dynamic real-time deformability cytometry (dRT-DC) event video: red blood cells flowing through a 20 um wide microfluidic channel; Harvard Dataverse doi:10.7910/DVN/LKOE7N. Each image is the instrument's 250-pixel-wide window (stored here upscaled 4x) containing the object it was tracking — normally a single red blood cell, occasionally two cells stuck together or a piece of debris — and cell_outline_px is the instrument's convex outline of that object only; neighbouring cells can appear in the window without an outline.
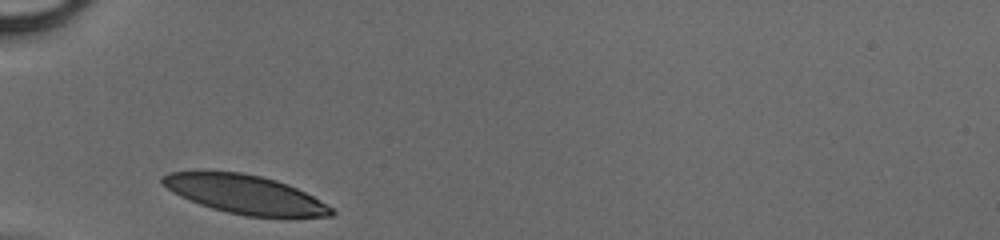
{"species": "human", "species_latin": "Homo sapiens", "temperature_condition": "cold", "stored_images_in_passage": 25, "camera_frame_rate_fps": 3000, "um_per_image_px": 0.085, "donor": {"sex": "male"}, "frame": {"image": 1, "passage_image": 1, "time_ms": 0.0, "image_size_px": [1000, 240], "cell_outline_px": [[336, 212], [332, 216], [244, 216], [212, 208], [188, 200], [172, 192], [160, 184], [160, 176], [168, 172], [240, 172], [260, 176], [276, 180], [288, 184], [312, 196], [332, 208]], "centroid_in_image_um": [20.76, 16.51], "position_along_channel_um": 64.2, "area_um2": 37.63}}
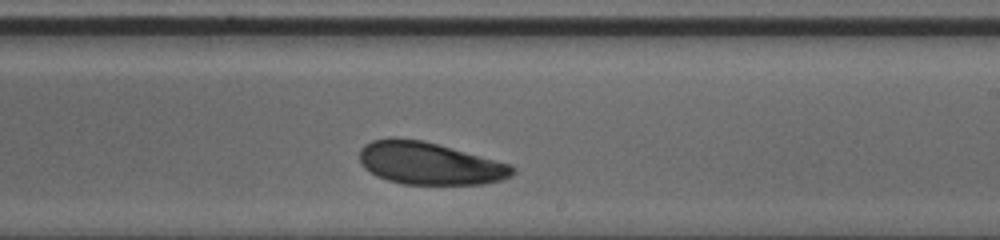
{"frame": {"image": 2, "passage_image": 15, "time_ms": 4.667, "image_size_px": [1000, 240], "cell_outline_px": [[516, 172], [512, 176], [504, 180], [484, 184], [404, 184], [388, 180], [376, 176], [364, 168], [360, 164], [360, 148], [364, 144], [372, 140], [424, 140], [508, 164], [516, 168]], "centroid_in_image_um": [36.53, 13.92], "position_along_channel_um": 252.5, "area_um2": 37.28}}
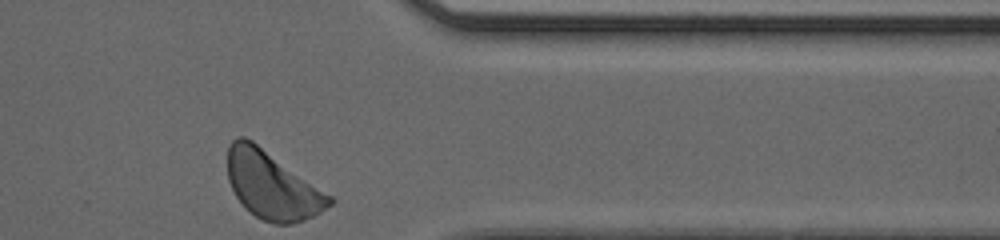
{"frame": {"image": 3, "passage_image": 25, "time_ms": 8.0, "image_size_px": [1000, 240], "cell_outline_px": [[336, 200], [332, 204], [320, 212], [312, 216], [292, 224], [272, 224], [256, 216], [244, 208], [236, 196], [228, 180], [228, 148], [232, 140], [240, 136], [244, 136], [252, 140], [332, 196]], "centroid_in_image_um": [23.12, 15.76], "position_along_channel_um": 388.3, "area_um2": 39.88}}